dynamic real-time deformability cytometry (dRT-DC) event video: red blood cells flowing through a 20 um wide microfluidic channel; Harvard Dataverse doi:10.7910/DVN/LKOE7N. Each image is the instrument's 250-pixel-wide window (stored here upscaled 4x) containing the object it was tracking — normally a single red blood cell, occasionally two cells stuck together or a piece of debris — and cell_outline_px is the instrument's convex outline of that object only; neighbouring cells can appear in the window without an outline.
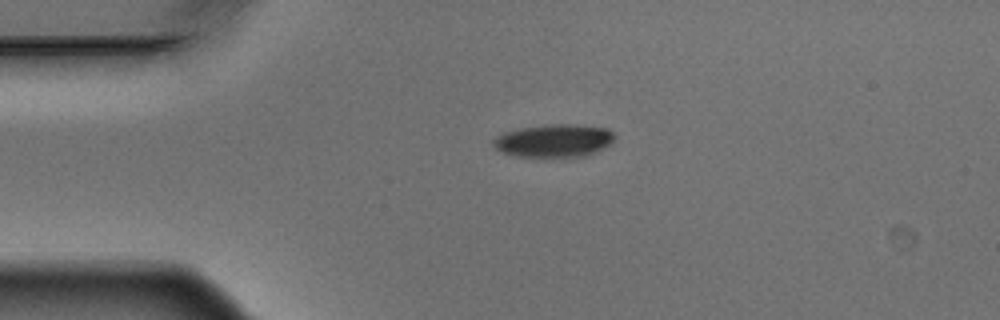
{"species": "Egyptian fruit bat (a non-hibernating species)", "species_latin": "Rousettus aegyptiacus", "temperature_condition": "warm", "stored_images_in_passage": 2, "camera_frame_rate_fps": 3000, "um_per_image_px": 0.085, "animal": {"sex": "male"}, "frame": {"image": 1, "passage_image": 1, "time_ms": 0.0, "image_size_px": [1000, 320], "cell_outline_px": [[616, 136], [608, 144], [596, 152], [584, 156], [520, 156], [504, 152], [496, 148], [492, 144], [492, 140], [496, 136], [504, 132], [520, 128], [552, 124], [576, 124], [608, 128]], "centroid_in_image_um": [47.09, 11.93], "position_along_channel_um": 37.9, "area_um2": 22.95}}